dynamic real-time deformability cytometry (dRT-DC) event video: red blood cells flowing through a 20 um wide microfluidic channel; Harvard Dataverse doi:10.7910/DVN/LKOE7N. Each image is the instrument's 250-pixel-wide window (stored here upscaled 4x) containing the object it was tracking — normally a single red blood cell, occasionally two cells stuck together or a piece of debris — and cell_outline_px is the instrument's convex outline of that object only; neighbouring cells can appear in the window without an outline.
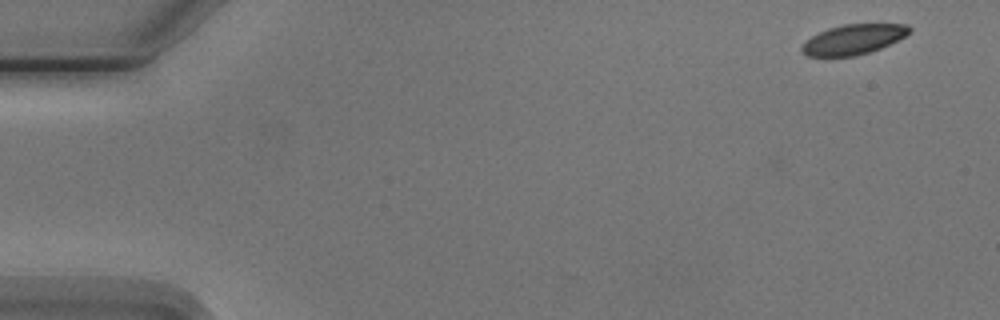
{"species": "Egyptian fruit bat (a non-hibernating species)", "species_latin": "Rousettus aegyptiacus", "temperature_condition": "cold", "stored_images_in_passage": 4, "camera_frame_rate_fps": 3000, "um_per_image_px": 0.085, "animal": {"sex": "male"}, "frame": {"image": 1, "passage_image": 1, "time_ms": 0.0, "image_size_px": [1000, 320], "cell_outline_px": [[912, 28], [904, 36], [880, 48], [868, 52], [852, 56], [808, 56], [800, 48], [812, 36], [828, 28], [844, 24], [908, 24]], "centroid_in_image_um": [72.54, 3.34], "position_along_channel_um": 12.5, "area_um2": 18.32}}